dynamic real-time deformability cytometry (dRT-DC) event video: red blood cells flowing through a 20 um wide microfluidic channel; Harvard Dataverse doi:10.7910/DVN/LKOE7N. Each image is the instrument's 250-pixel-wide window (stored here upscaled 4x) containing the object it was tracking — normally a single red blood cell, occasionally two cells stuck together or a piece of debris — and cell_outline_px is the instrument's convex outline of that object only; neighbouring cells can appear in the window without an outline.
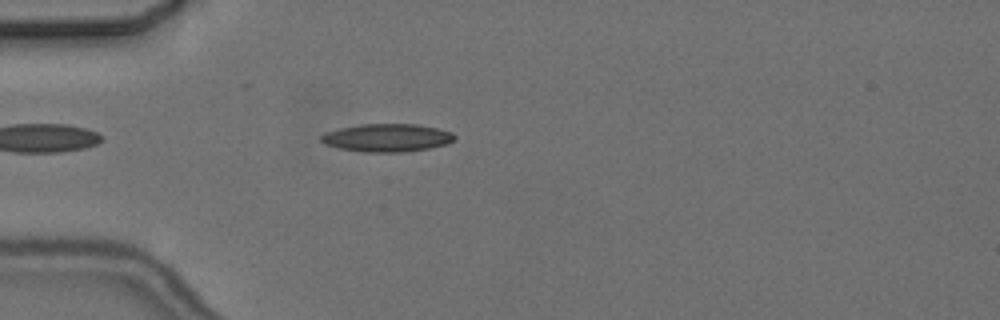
{"species": "common noctule bat (a hibernating species)", "species_latin": "Nyctalus noctula", "temperature_condition": "cold", "stored_images_in_passage": 5, "camera_frame_rate_fps": 3000, "um_per_image_px": 0.085, "animal": {"sex": "female", "body_mass_g": 24.6, "forearm_length_mm": 56.2}, "frame": {"image": 1, "passage_image": 5, "time_ms": 5.0, "image_size_px": [1000, 320], "cell_outline_px": [[456, 140], [448, 144], [428, 148], [404, 152], [364, 152], [340, 148], [324, 144], [320, 140], [320, 136], [324, 132], [340, 128], [360, 124], [416, 124], [436, 128], [452, 132], [456, 136]], "centroid_in_image_um": [32.9, 11.71], "position_along_channel_um": 52.1, "area_um2": 21.85}}